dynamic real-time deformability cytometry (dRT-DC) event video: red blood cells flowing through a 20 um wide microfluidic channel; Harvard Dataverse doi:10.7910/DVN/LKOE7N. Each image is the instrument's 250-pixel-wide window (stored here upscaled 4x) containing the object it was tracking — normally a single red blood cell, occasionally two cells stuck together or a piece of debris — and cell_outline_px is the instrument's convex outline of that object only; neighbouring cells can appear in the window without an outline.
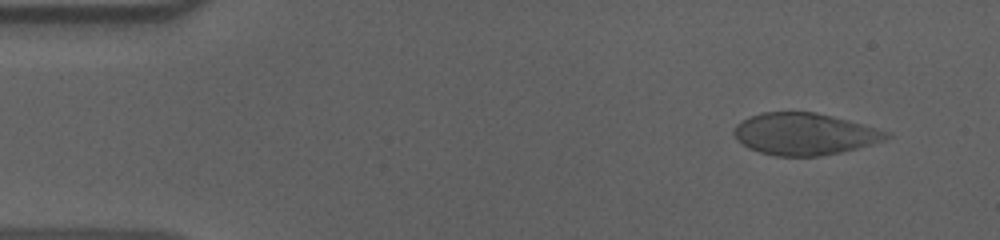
{"species": "human", "species_latin": "Homo sapiens", "temperature_condition": "cold", "stored_images_in_passage": 55, "camera_frame_rate_fps": 3000, "um_per_image_px": 0.085, "donor": {"sex": "male"}, "frame": {"image": 1, "passage_image": 4, "time_ms": 1.0, "image_size_px": [1000, 240], "cell_outline_px": [[892, 136], [884, 140], [872, 144], [840, 152], [820, 156], [776, 156], [760, 152], [748, 148], [736, 140], [732, 132], [736, 124], [752, 116], [764, 112], [816, 112], [848, 120], [892, 132]], "centroid_in_image_um": [68.38, 11.39], "position_along_channel_um": 16.6, "area_um2": 37.17}}
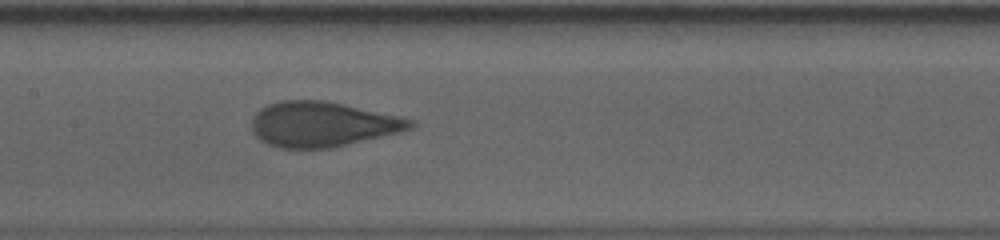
{"frame": {"image": 2, "passage_image": 26, "time_ms": 8.333, "image_size_px": [1000, 240], "cell_outline_px": [[416, 124], [412, 128], [400, 132], [328, 148], [280, 148], [268, 144], [260, 140], [252, 132], [252, 120], [256, 112], [260, 108], [268, 104], [280, 100], [324, 100], [400, 116], [416, 120]], "centroid_in_image_um": [27.39, 10.55], "position_along_channel_um": 180.0, "area_um2": 41.56}}
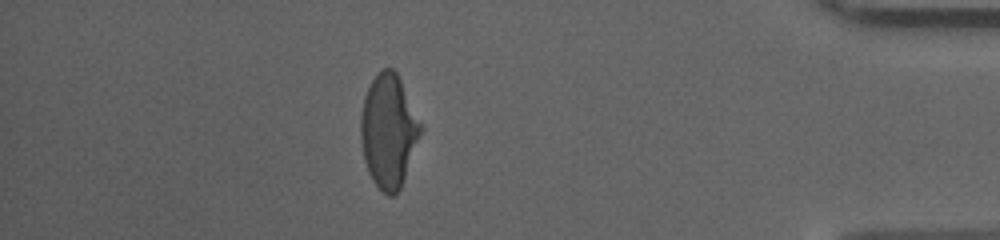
{"frame": {"image": 3, "passage_image": 48, "time_ms": 15.667, "image_size_px": [1000, 240], "cell_outline_px": [[420, 132], [400, 188], [392, 196], [388, 196], [372, 180], [368, 172], [364, 160], [360, 140], [360, 116], [364, 96], [376, 72], [384, 68], [392, 68], [396, 72], [400, 80], [420, 124]], "centroid_in_image_um": [32.96, 11.11], "position_along_channel_um": 402.2, "area_um2": 38.55}, "authors_computed_cell_mechanics": {"area_um2": 41.0958, "velocity_mm_per_s": 3.6245, "shape_relaxation_time_tau1_ms": 7.0554, "shape_relaxation_time_tau2_ms": null, "deformation_change_tau1": 0.2033, "deformation_change_tau2": null}}